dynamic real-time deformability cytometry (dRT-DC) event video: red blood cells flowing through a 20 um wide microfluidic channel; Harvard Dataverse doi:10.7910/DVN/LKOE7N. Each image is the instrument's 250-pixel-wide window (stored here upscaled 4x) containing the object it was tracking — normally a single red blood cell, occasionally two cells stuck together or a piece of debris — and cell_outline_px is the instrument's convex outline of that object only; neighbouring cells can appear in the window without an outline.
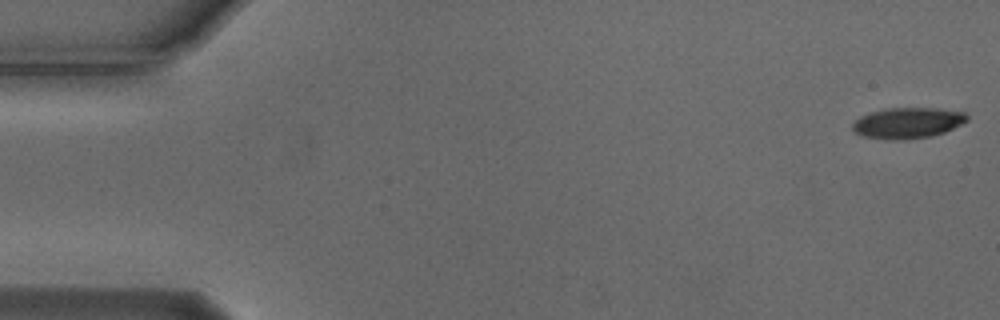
{"species": "Egyptian fruit bat (a non-hibernating species)", "species_latin": "Rousettus aegyptiacus", "temperature_condition": "cold", "stored_images_in_passage": 19, "camera_frame_rate_fps": 3000, "um_per_image_px": 0.085, "animal": {"sex": "male"}, "frame": {"image": 1, "passage_image": 1, "time_ms": 0.0, "image_size_px": [1000, 320], "cell_outline_px": [[968, 120], [944, 132], [932, 136], [904, 140], [892, 140], [864, 136], [856, 132], [852, 128], [852, 124], [860, 116], [872, 112], [888, 108], [936, 108], [964, 112], [968, 116]], "centroid_in_image_um": [77.16, 10.45], "position_along_channel_um": 7.8, "area_um2": 20.4}}
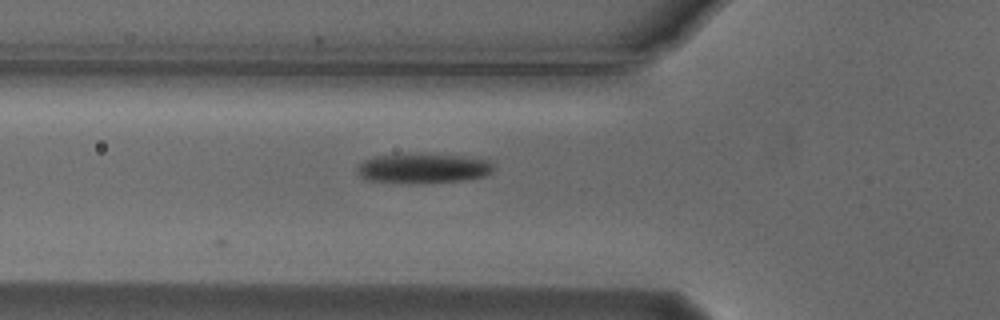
{"frame": {"image": 2, "passage_image": 19, "time_ms": 6.0, "image_size_px": [1000, 320], "cell_outline_px": [[496, 168], [492, 172], [484, 176], [464, 180], [424, 184], [408, 184], [368, 180], [360, 176], [356, 172], [356, 168], [364, 160], [376, 156], [464, 156], [488, 160]], "centroid_in_image_um": [35.98, 14.37], "position_along_channel_um": 89.8, "area_um2": 23.24}}